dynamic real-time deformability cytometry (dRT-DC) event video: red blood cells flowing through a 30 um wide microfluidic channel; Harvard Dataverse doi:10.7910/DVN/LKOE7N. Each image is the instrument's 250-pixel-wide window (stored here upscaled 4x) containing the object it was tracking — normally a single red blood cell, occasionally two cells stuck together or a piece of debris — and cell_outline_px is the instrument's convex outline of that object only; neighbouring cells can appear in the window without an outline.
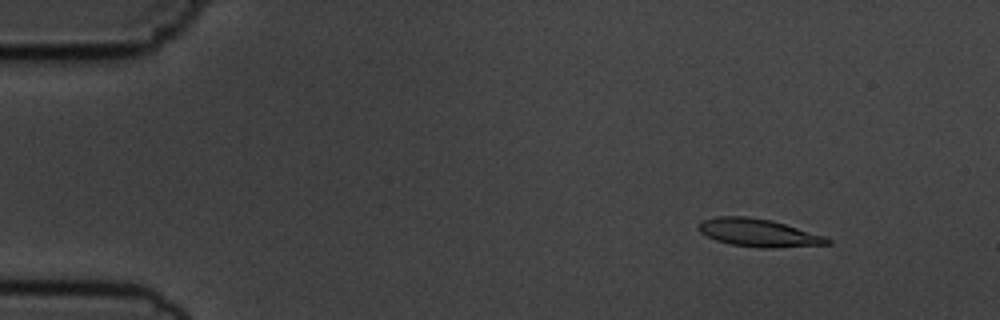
{"species": "common noctule bat (a hibernating species)", "species_latin": "Nyctalus noctula", "temperature_condition": "cold", "stored_images_in_passage": 55, "camera_frame_rate_fps": 3000, "um_per_image_px": 0.085, "animal": {"sex": "male", "body_mass_g": 19.5, "forearm_length_mm": 54.6}, "frame": {"image": 1, "passage_image": 7, "time_ms": 2.0, "image_size_px": [1000, 320], "cell_outline_px": [[832, 244], [776, 248], [760, 248], [732, 244], [716, 240], [700, 232], [696, 228], [700, 220], [716, 216], [748, 216], [772, 220], [824, 236], [832, 240]], "centroid_in_image_um": [64.45, 19.78], "position_along_channel_um": 20.5, "area_um2": 21.04}}
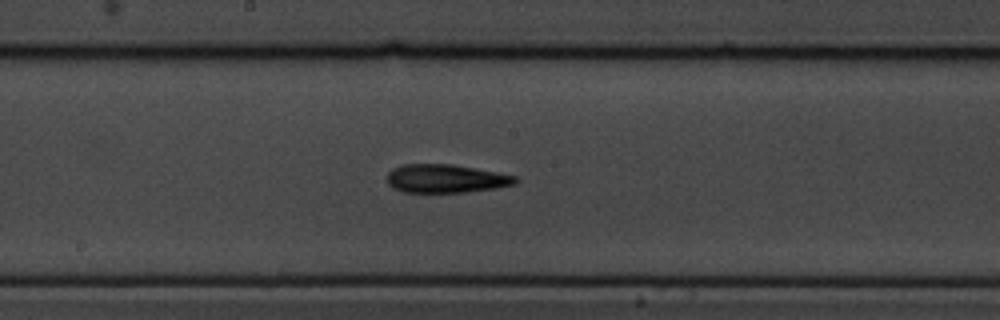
{"frame": {"image": 2, "passage_image": 30, "time_ms": 9.667, "image_size_px": [1000, 320], "cell_outline_px": [[520, 180], [516, 184], [496, 188], [464, 192], [404, 192], [392, 188], [388, 184], [388, 172], [392, 168], [404, 164], [452, 164], [496, 172], [516, 176]], "centroid_in_image_um": [37.9, 15.18], "position_along_channel_um": 210.3, "area_um2": 21.27}}
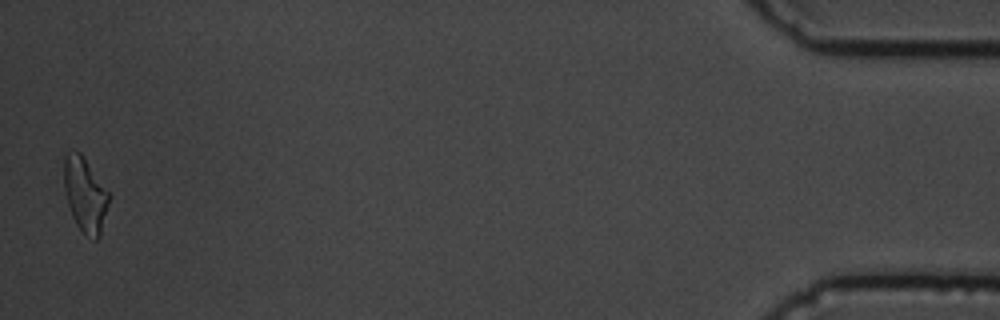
{"frame": {"image": 3, "passage_image": 55, "time_ms": 18.0, "image_size_px": [1000, 320], "cell_outline_px": [[112, 196], [100, 236], [96, 240], [92, 240], [76, 224], [72, 216], [68, 204], [64, 188], [64, 156], [72, 148], [80, 152]], "centroid_in_image_um": [7.25, 16.54], "position_along_channel_um": 427.9, "area_um2": 19.77}, "authors_computed_cell_mechanics": {"area_um2": 20.6346, "velocity_mm_per_s": 3.653, "shape_relaxation_time_tau1_ms": 7.1968, "shape_relaxation_time_tau2_ms": null, "deformation_change_tau1": 0.2151, "deformation_change_tau2": null}}